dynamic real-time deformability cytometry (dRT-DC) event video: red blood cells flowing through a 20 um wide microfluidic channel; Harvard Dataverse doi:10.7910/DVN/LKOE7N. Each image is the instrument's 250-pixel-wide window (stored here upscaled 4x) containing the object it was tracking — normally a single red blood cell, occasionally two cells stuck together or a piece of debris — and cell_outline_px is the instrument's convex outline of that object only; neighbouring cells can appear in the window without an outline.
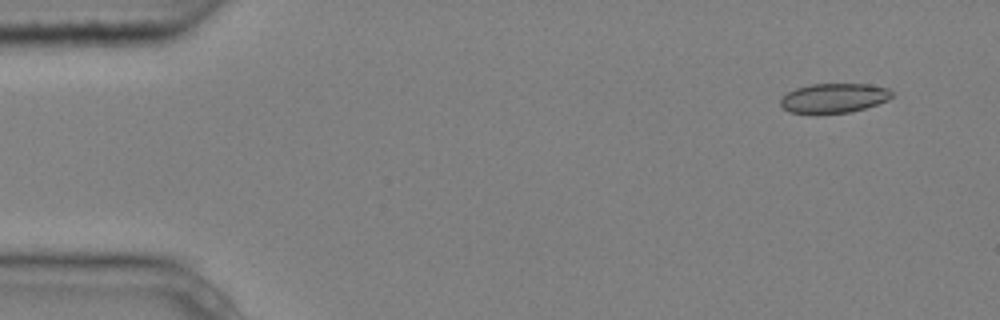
{"species": "common noctule bat (a hibernating species)", "species_latin": "Nyctalus noctula", "temperature_condition": "cold", "stored_images_in_passage": 4, "camera_frame_rate_fps": 3000, "um_per_image_px": 0.085, "animal": {"sex": "male", "body_mass_g": 20.4}, "frame": {"image": 1, "passage_image": 1, "time_ms": 0.0, "image_size_px": [1000, 320], "cell_outline_px": [[892, 96], [888, 100], [864, 108], [848, 112], [788, 112], [780, 104], [780, 96], [796, 88], [812, 84], [868, 84], [888, 88], [892, 92]], "centroid_in_image_um": [70.87, 8.31], "position_along_channel_um": 14.1, "area_um2": 18.79}}
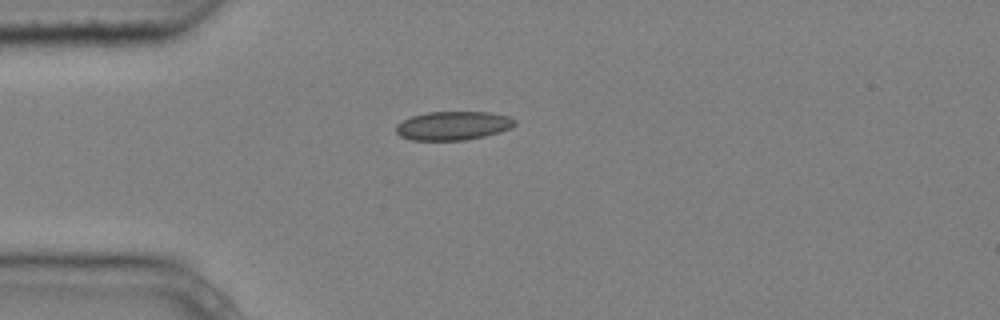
{"frame": {"image": 2, "passage_image": 4, "time_ms": 1.0, "image_size_px": [1000, 320], "cell_outline_px": [[516, 124], [512, 128], [500, 132], [484, 136], [464, 140], [412, 140], [400, 136], [396, 132], [396, 124], [412, 116], [428, 112], [488, 112], [508, 116], [516, 120]], "centroid_in_image_um": [38.53, 10.68], "position_along_channel_um": 46.5, "area_um2": 19.88}}